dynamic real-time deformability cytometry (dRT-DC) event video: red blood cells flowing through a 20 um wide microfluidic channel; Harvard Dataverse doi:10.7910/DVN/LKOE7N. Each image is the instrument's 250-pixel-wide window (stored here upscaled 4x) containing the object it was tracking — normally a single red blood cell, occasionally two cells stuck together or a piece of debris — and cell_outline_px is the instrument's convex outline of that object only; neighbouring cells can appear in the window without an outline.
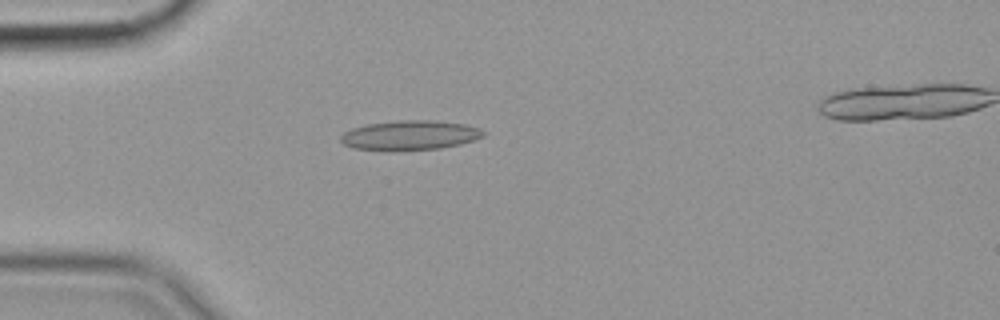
{"species": "common noctule bat (a hibernating species)", "species_latin": "Nyctalus noctula", "temperature_condition": "cold", "stored_images_in_passage": 42, "camera_frame_rate_fps": 3000, "um_per_image_px": 0.085, "animal": {"sex": "female", "body_mass_g": 19.9}, "frame": {"image": 1, "passage_image": 1, "time_ms": 0.0, "image_size_px": [1000, 320], "cell_outline_px": [[484, 136], [460, 144], [440, 148], [352, 148], [344, 144], [340, 140], [340, 136], [344, 132], [352, 128], [368, 124], [400, 120], [432, 120], [464, 124], [480, 128], [484, 132]], "centroid_in_image_um": [34.87, 11.45], "position_along_channel_um": 50.1, "area_um2": 23.58}}
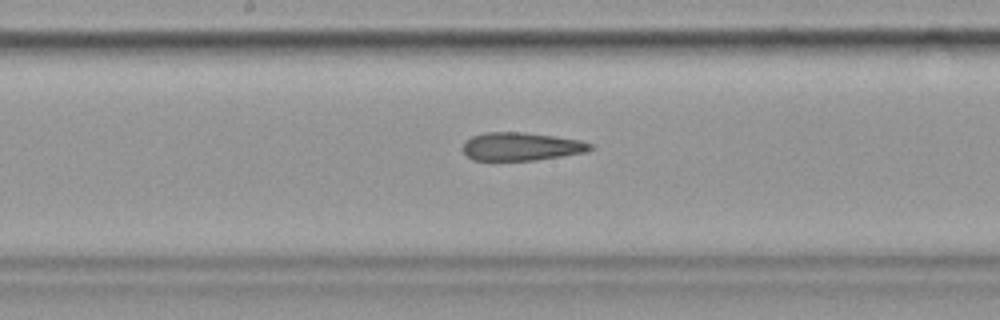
{"frame": {"image": 2, "passage_image": 15, "time_ms": 4.667, "image_size_px": [1000, 320], "cell_outline_px": [[592, 148], [584, 152], [560, 156], [532, 160], [472, 160], [460, 148], [464, 140], [472, 136], [484, 132], [524, 132], [556, 136], [580, 140], [592, 144]], "centroid_in_image_um": [44.23, 12.44], "position_along_channel_um": 204.0, "area_um2": 20.92}}
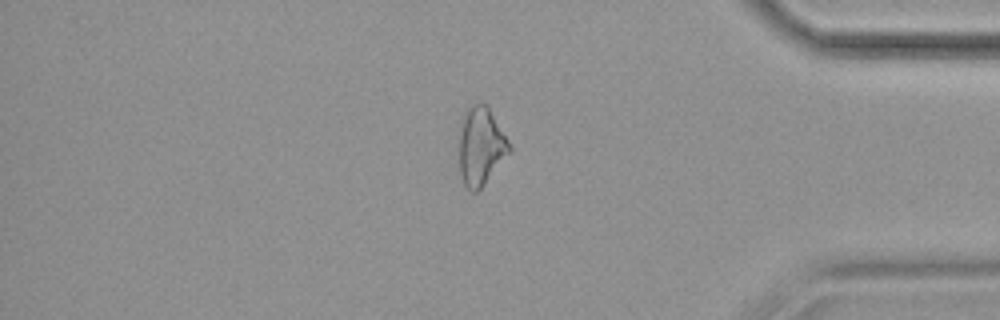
{"frame": {"image": 3, "passage_image": 33, "time_ms": 10.667, "image_size_px": [1000, 320], "cell_outline_px": [[512, 152], [484, 184], [476, 192], [472, 192], [464, 184], [460, 172], [460, 124], [464, 112], [468, 104], [480, 100], [488, 104], [508, 140], [512, 148]], "centroid_in_image_um": [40.89, 12.35], "position_along_channel_um": 394.3, "area_um2": 23.35}, "authors_computed_cell_mechanics": {"area_um2": 22.3397, "velocity_mm_per_s": 3.5819, "shape_relaxation_time_tau1_ms": null, "shape_relaxation_time_tau2_ms": 5.7764, "deformation_change_tau1": null, "deformation_change_tau2": 0.1566}}